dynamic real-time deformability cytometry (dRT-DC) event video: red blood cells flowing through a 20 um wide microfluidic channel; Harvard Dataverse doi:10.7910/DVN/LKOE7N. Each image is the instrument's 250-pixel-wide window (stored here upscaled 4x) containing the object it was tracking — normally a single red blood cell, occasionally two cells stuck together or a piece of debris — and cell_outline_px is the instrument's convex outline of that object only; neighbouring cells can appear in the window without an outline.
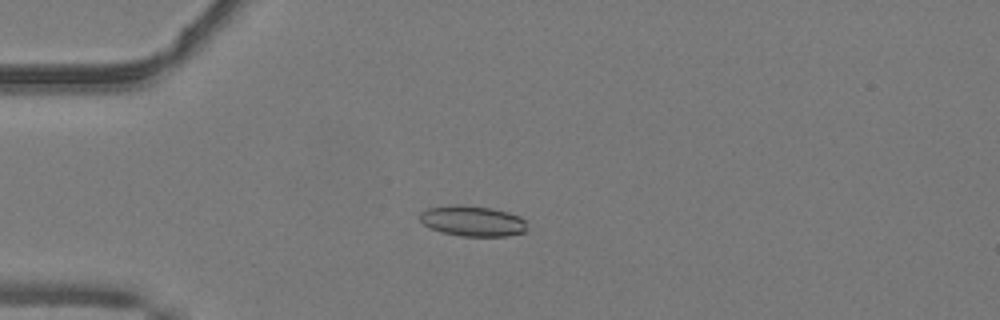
{"species": "common noctule bat (a hibernating species)", "species_latin": "Nyctalus noctula", "temperature_condition": "warm", "stored_images_in_passage": 32, "camera_frame_rate_fps": 3000, "um_per_image_px": 0.085, "animal": {"sex": "male", "body_mass_g": 19.2, "forearm_length_mm": 51.8}, "frame": {"image": 1, "passage_image": 13, "time_ms": 4.0, "image_size_px": [1000, 320], "cell_outline_px": [[524, 232], [508, 236], [460, 236], [444, 232], [432, 228], [424, 224], [420, 220], [420, 212], [428, 208], [456, 204], [492, 208], [508, 212], [520, 216], [524, 220]], "centroid_in_image_um": [40.16, 18.78], "position_along_channel_um": 44.8, "area_um2": 18.84}}
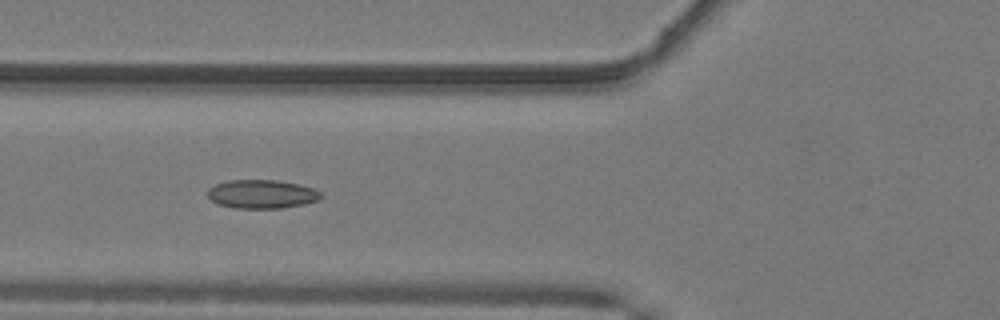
{"frame": {"image": 2, "passage_image": 19, "time_ms": 6.0, "image_size_px": [1000, 320], "cell_outline_px": [[324, 196], [316, 200], [304, 204], [280, 208], [236, 208], [216, 204], [208, 196], [208, 188], [216, 184], [228, 180], [276, 180], [300, 184], [312, 188], [320, 192]], "centroid_in_image_um": [22.24, 16.49], "position_along_channel_um": 103.6, "area_um2": 18.9}}
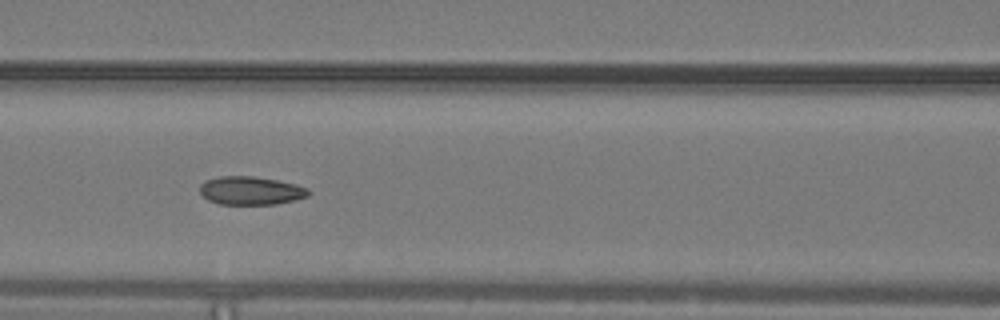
{"frame": {"image": 3, "passage_image": 22, "time_ms": 7.0, "image_size_px": [1000, 320], "cell_outline_px": [[308, 196], [296, 200], [276, 204], [220, 204], [208, 200], [200, 192], [200, 184], [204, 180], [220, 176], [252, 176], [276, 180], [296, 184], [308, 188]], "centroid_in_image_um": [21.3, 16.2], "position_along_channel_um": 145.3, "area_um2": 17.92}}